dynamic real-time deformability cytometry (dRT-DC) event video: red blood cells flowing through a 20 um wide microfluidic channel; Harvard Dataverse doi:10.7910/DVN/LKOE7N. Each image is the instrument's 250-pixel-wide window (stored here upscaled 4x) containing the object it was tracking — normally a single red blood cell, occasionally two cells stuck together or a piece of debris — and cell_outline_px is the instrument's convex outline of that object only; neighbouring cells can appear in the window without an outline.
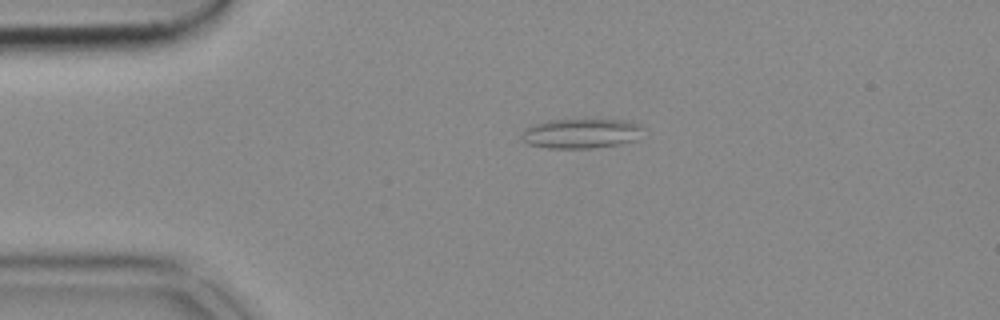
{"species": "common noctule bat (a hibernating species)", "species_latin": "Nyctalus noctula", "temperature_condition": "cold", "stored_images_in_passage": 45, "camera_frame_rate_fps": 3000, "um_per_image_px": 0.085, "animal": {"sex": "female", "body_mass_g": 18.4}, "frame": {"image": 1, "passage_image": 4, "time_ms": 1.0, "image_size_px": [1000, 320], "cell_outline_px": [[644, 128], [636, 140], [616, 144], [588, 148], [548, 148], [528, 144], [520, 140], [520, 136], [524, 128], [528, 124], [544, 120], [584, 116], [628, 120], [640, 124]], "centroid_in_image_um": [49.33, 11.26], "position_along_channel_um": 35.7, "area_um2": 22.48}}
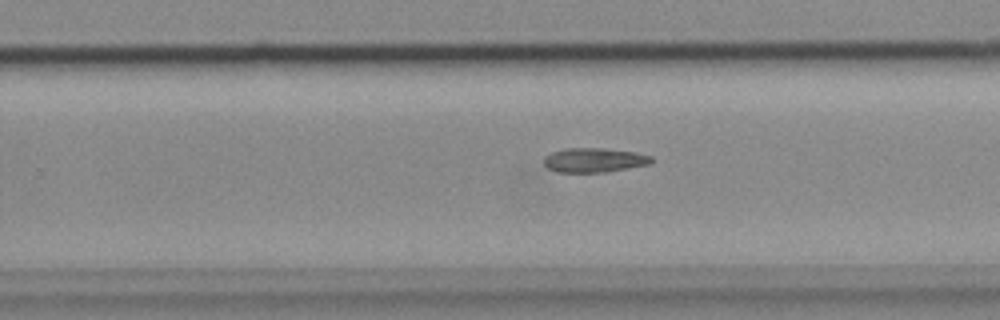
{"frame": {"image": 2, "passage_image": 26, "time_ms": 8.333, "image_size_px": [1000, 320], "cell_outline_px": [[652, 164], [604, 172], [556, 172], [548, 168], [544, 164], [544, 156], [552, 152], [564, 148], [604, 148], [636, 152], [652, 156]], "centroid_in_image_um": [50.51, 13.6], "position_along_channel_um": 279.3, "area_um2": 15.37}}
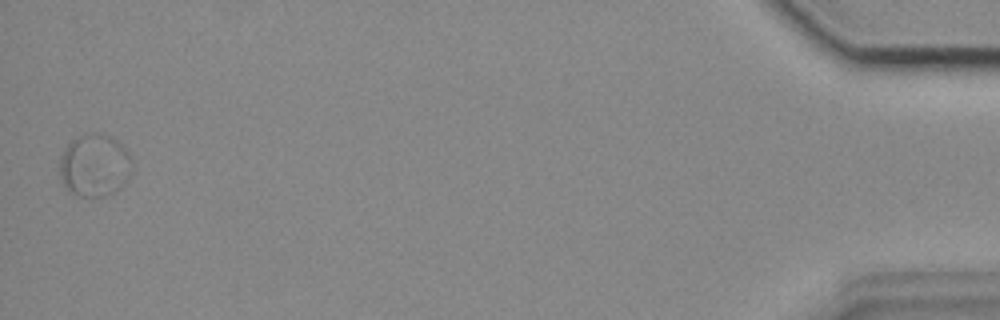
{"frame": {"image": 3, "passage_image": 45, "time_ms": 14.667, "image_size_px": [1000, 320], "cell_outline_px": [[132, 164], [128, 176], [112, 192], [104, 196], [80, 196], [72, 192], [60, 180], [60, 156], [64, 148], [72, 140], [80, 136], [92, 132], [96, 132], [108, 136], [116, 140], [128, 152], [132, 160]], "centroid_in_image_um": [8.0, 14.03], "position_along_channel_um": 427.2, "area_um2": 25.84}}